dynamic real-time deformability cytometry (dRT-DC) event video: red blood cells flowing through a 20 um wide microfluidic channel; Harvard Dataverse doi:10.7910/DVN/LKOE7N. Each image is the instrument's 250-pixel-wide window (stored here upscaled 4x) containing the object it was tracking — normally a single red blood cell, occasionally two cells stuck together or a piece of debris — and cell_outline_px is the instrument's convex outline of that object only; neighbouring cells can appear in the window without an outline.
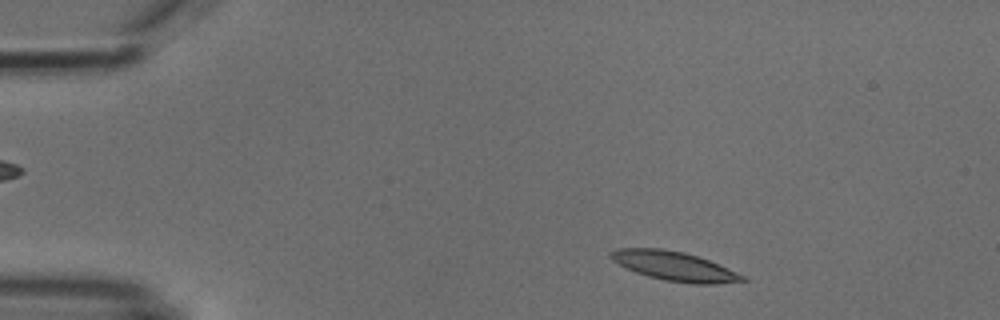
{"species": "common noctule bat (a hibernating species)", "species_latin": "Nyctalus noctula", "temperature_condition": "cold", "stored_images_in_passage": 3, "camera_frame_rate_fps": 3000, "um_per_image_px": 0.085, "animal": {"sex": "male", "body_mass_g": 18.8}, "frame": {"image": 1, "passage_image": 1, "time_ms": 0.0, "image_size_px": [1000, 320], "cell_outline_px": [[748, 280], [716, 284], [692, 284], [664, 280], [648, 276], [636, 272], [612, 260], [608, 256], [608, 252], [616, 248], [660, 248], [684, 252], [708, 260], [728, 268], [744, 276]], "centroid_in_image_um": [57.29, 22.62], "position_along_channel_um": 27.7, "area_um2": 22.31}}